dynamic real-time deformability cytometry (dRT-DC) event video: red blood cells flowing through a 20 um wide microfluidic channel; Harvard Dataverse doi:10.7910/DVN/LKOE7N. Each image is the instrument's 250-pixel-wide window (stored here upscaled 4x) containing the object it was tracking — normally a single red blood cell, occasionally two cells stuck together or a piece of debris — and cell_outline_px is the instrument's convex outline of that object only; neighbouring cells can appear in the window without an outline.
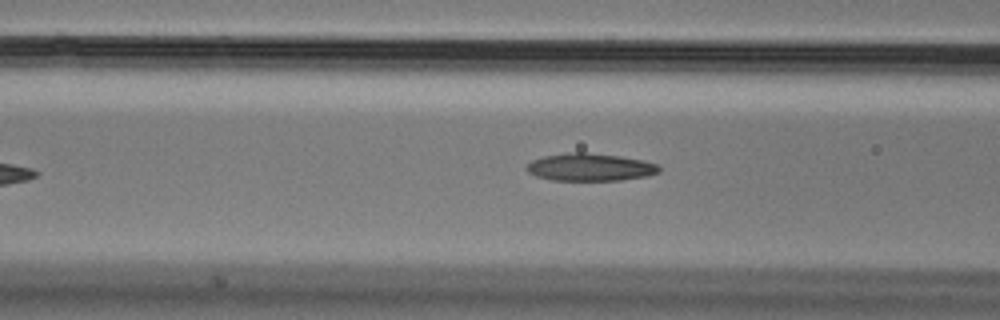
{"species": "Egyptian fruit bat (a non-hibernating species)", "species_latin": "Rousettus aegyptiacus", "temperature_condition": "cold", "stored_images_in_passage": 36, "camera_frame_rate_fps": 3000, "um_per_image_px": 0.085, "animal": {"sex": "male"}, "frame": {"image": 1, "passage_image": 6, "time_ms": 1.667, "image_size_px": [1000, 320], "cell_outline_px": [[660, 172], [648, 176], [620, 180], [552, 180], [536, 176], [528, 172], [524, 168], [532, 160], [544, 156], [568, 152], [584, 152], [620, 156], [660, 164]], "centroid_in_image_um": [50.16, 14.21], "position_along_channel_um": 116.4, "area_um2": 21.33}}
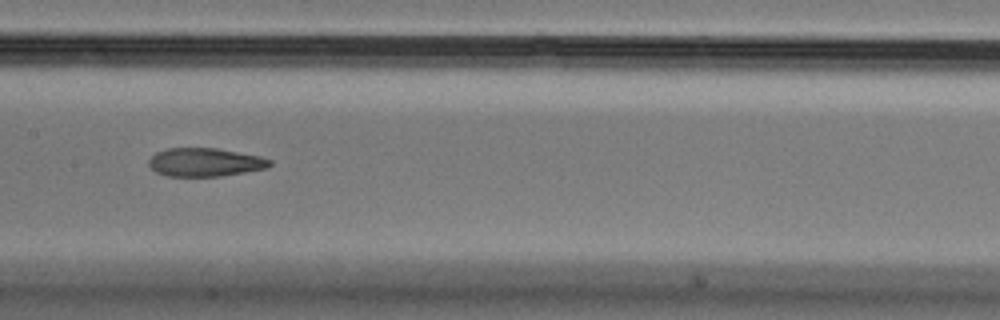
{"frame": {"image": 2, "passage_image": 12, "time_ms": 3.667, "image_size_px": [1000, 320], "cell_outline_px": [[272, 164], [268, 168], [220, 176], [168, 176], [156, 172], [148, 164], [148, 160], [156, 152], [168, 148], [216, 148], [260, 156], [272, 160]], "centroid_in_image_um": [17.43, 13.79], "position_along_channel_um": 190.0, "area_um2": 20.0}}
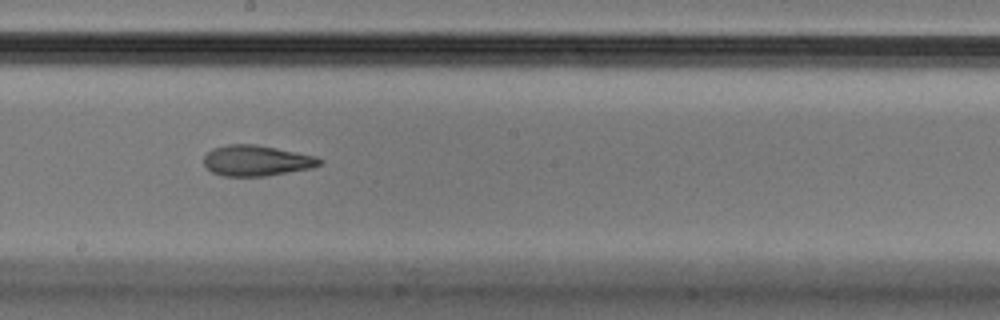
{"frame": {"image": 3, "passage_image": 15, "time_ms": 4.667, "image_size_px": [1000, 320], "cell_outline_px": [[324, 160], [320, 164], [312, 168], [268, 176], [224, 176], [212, 172], [204, 164], [204, 156], [212, 148], [228, 144], [256, 144], [316, 156]], "centroid_in_image_um": [21.81, 13.65], "position_along_channel_um": 226.4, "area_um2": 20.75}, "authors_computed_cell_mechanics": {"area_um2": 21.2993, "velocity_mm_per_s": 3.6541, "shape_relaxation_time_tau1_ms": 8.3731, "shape_relaxation_time_tau2_ms": 3.6965, "deformation_change_tau1": 0.2354, "deformation_change_tau2": 0.1275}}